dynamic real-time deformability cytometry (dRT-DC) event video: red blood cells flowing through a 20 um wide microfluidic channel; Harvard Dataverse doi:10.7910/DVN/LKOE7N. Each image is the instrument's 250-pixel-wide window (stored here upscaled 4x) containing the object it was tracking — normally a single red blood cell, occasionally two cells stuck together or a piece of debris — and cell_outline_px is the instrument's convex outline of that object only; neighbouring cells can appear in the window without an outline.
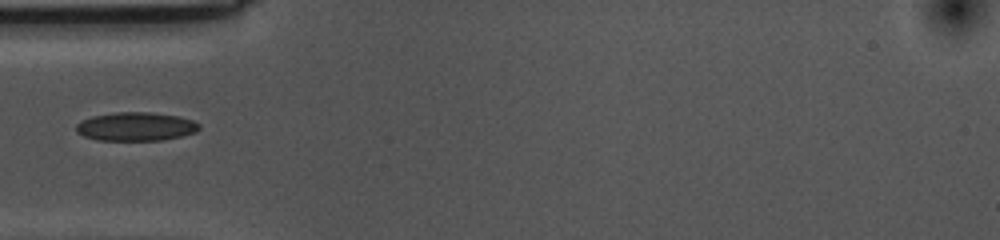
{"species": "common noctule bat (a hibernating species)", "species_latin": "Nyctalus noctula", "temperature_condition": "cold", "stored_images_in_passage": 3, "camera_frame_rate_fps": 3000, "um_per_image_px": 0.085, "animal": {"sex": "female", "body_mass_g": 10.0, "forearm_length_mm": 53.1}, "frame": {"image": 1, "passage_image": 1, "time_ms": 0.0, "image_size_px": [1000, 240], "cell_outline_px": [[200, 128], [196, 132], [180, 136], [160, 140], [96, 140], [84, 136], [76, 132], [76, 124], [92, 116], [116, 112], [148, 112], [180, 116], [192, 120], [200, 124]], "centroid_in_image_um": [11.55, 10.75], "position_along_channel_um": 73.4, "area_um2": 20.46}}